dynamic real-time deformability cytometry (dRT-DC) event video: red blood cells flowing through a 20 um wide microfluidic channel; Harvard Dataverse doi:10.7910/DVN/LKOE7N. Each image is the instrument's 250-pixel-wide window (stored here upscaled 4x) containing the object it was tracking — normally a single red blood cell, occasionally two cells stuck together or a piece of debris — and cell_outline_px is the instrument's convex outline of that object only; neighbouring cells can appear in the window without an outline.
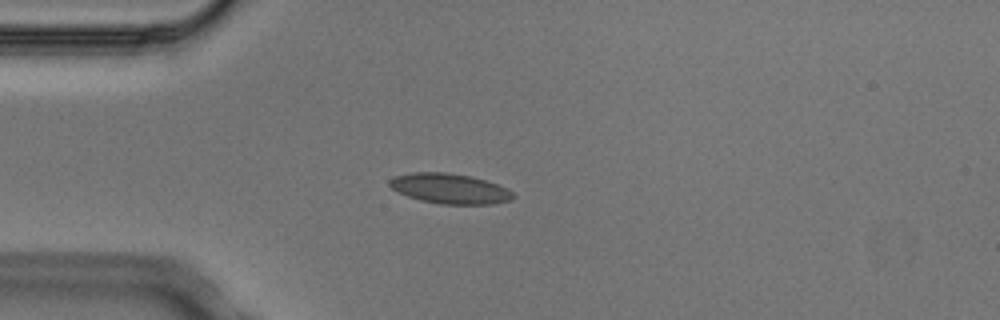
{"species": "Egyptian fruit bat (a non-hibernating species)", "species_latin": "Rousettus aegyptiacus", "temperature_condition": "cold", "stored_images_in_passage": 4, "camera_frame_rate_fps": 3000, "um_per_image_px": 0.085, "animal": {"sex": "male"}, "frame": {"image": 1, "passage_image": 3, "time_ms": 0.667, "image_size_px": [1000, 320], "cell_outline_px": [[516, 196], [512, 200], [492, 204], [440, 204], [420, 200], [408, 196], [392, 188], [388, 184], [388, 180], [396, 176], [412, 172], [448, 172], [472, 176], [508, 188]], "centroid_in_image_um": [38.25, 16.03], "position_along_channel_um": 46.7, "area_um2": 21.73}}